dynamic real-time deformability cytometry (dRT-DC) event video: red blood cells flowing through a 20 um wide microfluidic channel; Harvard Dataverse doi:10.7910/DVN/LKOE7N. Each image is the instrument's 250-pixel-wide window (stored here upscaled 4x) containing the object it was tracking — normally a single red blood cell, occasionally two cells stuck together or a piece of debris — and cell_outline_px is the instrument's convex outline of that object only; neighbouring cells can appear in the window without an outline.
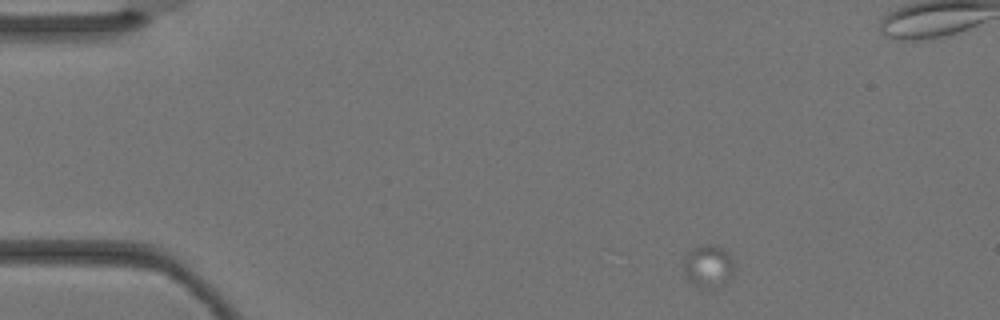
{"species": "Egyptian fruit bat (a non-hibernating species)", "species_latin": "Rousettus aegyptiacus", "temperature_condition": "warm", "stored_images_in_passage": 3, "camera_frame_rate_fps": 3000, "um_per_image_px": 0.085, "animal": {"sex": "female"}, "frame": {"image": 1, "passage_image": 1, "time_ms": 0.0, "image_size_px": [1000, 320], "cell_outline_px": [[736, 268], [732, 276], [724, 284], [716, 288], [708, 288], [696, 284], [688, 280], [684, 272], [684, 256], [692, 248], [708, 244], [716, 244], [728, 252], [732, 256]], "centroid_in_image_um": [60.25, 22.6], "position_along_channel_um": 24.7, "area_um2": 12.77}}